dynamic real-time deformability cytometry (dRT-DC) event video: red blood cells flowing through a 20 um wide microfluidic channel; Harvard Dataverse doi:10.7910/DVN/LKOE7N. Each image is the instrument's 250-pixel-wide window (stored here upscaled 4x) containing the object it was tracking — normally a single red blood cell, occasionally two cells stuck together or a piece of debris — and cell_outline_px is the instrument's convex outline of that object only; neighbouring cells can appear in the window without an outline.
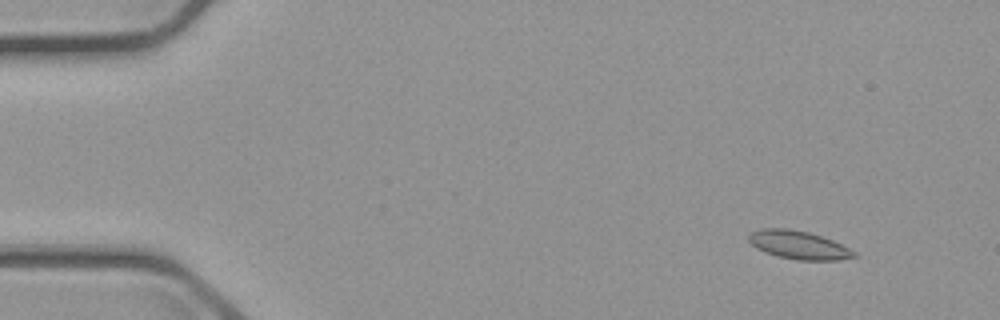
{"species": "common noctule bat (a hibernating species)", "species_latin": "Nyctalus noctula", "temperature_condition": "cold", "stored_images_in_passage": 4, "camera_frame_rate_fps": 3000, "um_per_image_px": 0.085, "animal": {"sex": "male", "body_mass_g": 23.1, "forearm_length_mm": 52.7}, "frame": {"image": 1, "passage_image": 2, "time_ms": 1.333, "image_size_px": [1000, 320], "cell_outline_px": [[860, 256], [836, 260], [796, 260], [776, 256], [764, 252], [756, 248], [748, 240], [748, 236], [752, 232], [760, 228], [788, 228], [808, 232], [832, 240], [856, 252]], "centroid_in_image_um": [67.87, 20.83], "position_along_channel_um": 17.1, "area_um2": 17.4}}